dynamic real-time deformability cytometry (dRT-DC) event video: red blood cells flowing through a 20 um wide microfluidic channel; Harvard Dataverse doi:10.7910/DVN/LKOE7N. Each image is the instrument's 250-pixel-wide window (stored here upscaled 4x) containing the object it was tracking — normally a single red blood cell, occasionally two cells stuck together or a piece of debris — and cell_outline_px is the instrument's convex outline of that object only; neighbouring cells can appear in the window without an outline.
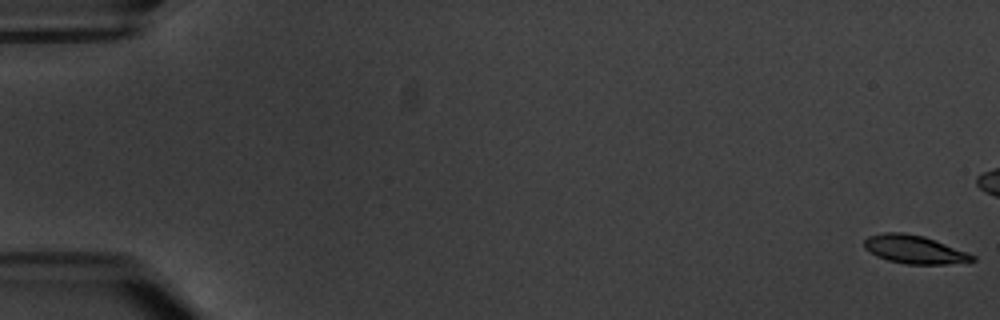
{"species": "common noctule bat (a hibernating species)", "species_latin": "Nyctalus noctula", "temperature_condition": "warm", "stored_images_in_passage": 7, "camera_frame_rate_fps": 3000, "um_per_image_px": 0.085, "animal": {"sex": "male", "body_mass_g": 20.1, "forearm_length_mm": 53.5}, "frame": {"image": 1, "passage_image": 1, "time_ms": 0.0, "image_size_px": [1000, 320], "cell_outline_px": [[976, 260], [968, 264], [904, 264], [888, 260], [876, 256], [864, 248], [864, 240], [868, 236], [884, 232], [904, 232], [924, 236], [976, 256]], "centroid_in_image_um": [77.74, 21.22], "position_along_channel_um": 7.3, "area_um2": 18.03}}